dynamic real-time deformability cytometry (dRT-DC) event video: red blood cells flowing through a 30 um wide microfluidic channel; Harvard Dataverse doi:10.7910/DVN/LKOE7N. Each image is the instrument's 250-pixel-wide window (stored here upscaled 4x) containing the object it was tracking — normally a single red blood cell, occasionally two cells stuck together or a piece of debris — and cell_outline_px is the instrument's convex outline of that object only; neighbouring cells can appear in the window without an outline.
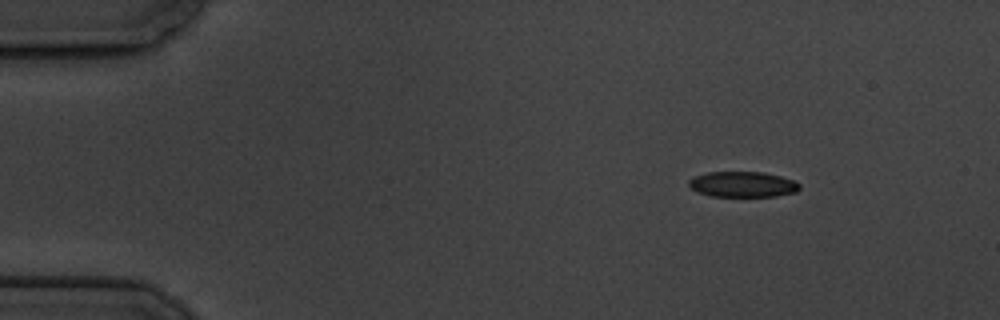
{"species": "common noctule bat (a hibernating species)", "species_latin": "Nyctalus noctula", "temperature_condition": "cold", "stored_images_in_passage": 7, "camera_frame_rate_fps": 3000, "um_per_image_px": 0.085, "animal": {"sex": "male", "body_mass_g": 19.5, "forearm_length_mm": 54.6}, "frame": {"image": 1, "passage_image": 2, "time_ms": 1.0, "image_size_px": [1000, 320], "cell_outline_px": [[800, 188], [796, 192], [776, 196], [712, 196], [696, 192], [688, 184], [688, 180], [696, 176], [708, 172], [764, 172], [796, 180], [800, 184]], "centroid_in_image_um": [63.16, 15.67], "position_along_channel_um": 21.8, "area_um2": 16.53}}
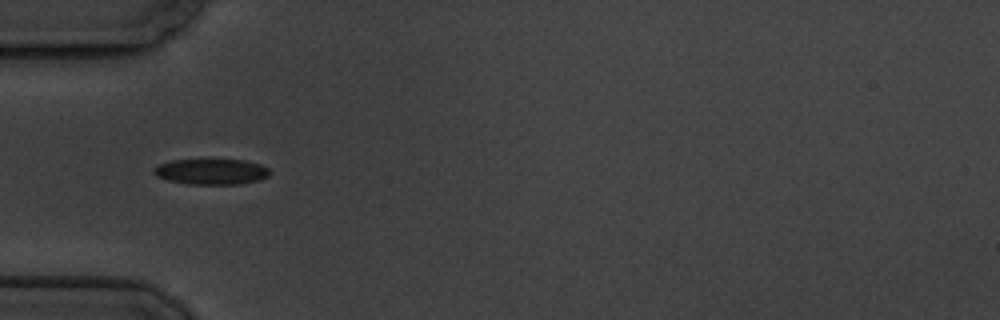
{"frame": {"image": 2, "passage_image": 5, "time_ms": 4.667, "image_size_px": [1000, 320], "cell_outline_px": [[272, 172], [268, 176], [260, 180], [236, 184], [188, 184], [168, 180], [156, 176], [152, 172], [152, 168], [160, 164], [172, 160], [244, 160], [260, 164], [268, 168]], "centroid_in_image_um": [17.96, 14.59], "position_along_channel_um": 67.0, "area_um2": 17.34}}
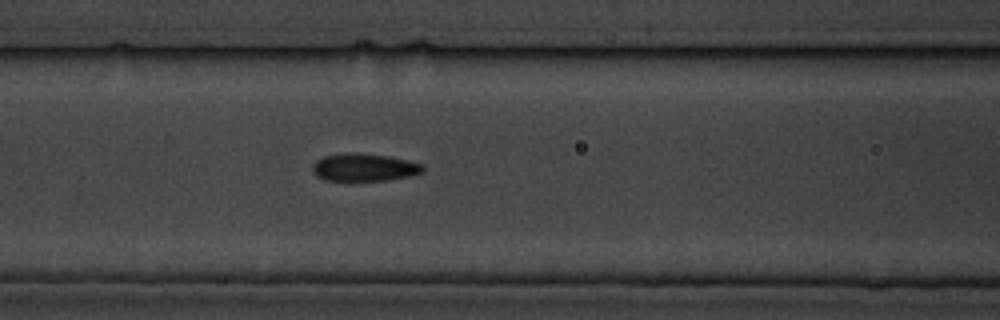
{"frame": {"image": 3, "passage_image": 7, "time_ms": 6.667, "image_size_px": [1000, 320], "cell_outline_px": [[424, 172], [412, 176], [388, 180], [324, 180], [316, 176], [312, 168], [312, 164], [316, 160], [324, 156], [348, 152], [356, 152], [388, 156], [408, 160], [424, 164]], "centroid_in_image_um": [30.98, 14.22], "position_along_channel_um": 135.6, "area_um2": 17.98}}